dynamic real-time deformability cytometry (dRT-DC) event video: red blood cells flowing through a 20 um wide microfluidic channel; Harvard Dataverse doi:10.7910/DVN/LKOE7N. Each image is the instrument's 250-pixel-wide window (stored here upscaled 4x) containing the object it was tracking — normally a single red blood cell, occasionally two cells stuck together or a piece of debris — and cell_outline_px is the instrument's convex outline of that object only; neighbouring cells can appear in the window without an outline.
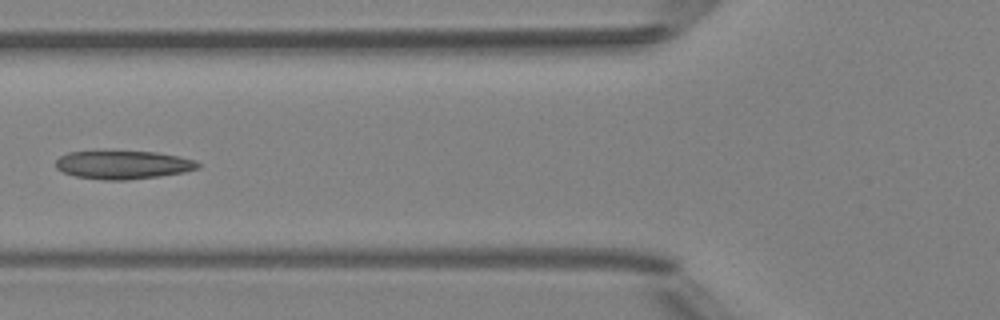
{"species": "Egyptian fruit bat (a non-hibernating species)", "species_latin": "Rousettus aegyptiacus", "temperature_condition": "room temperature", "stored_images_in_passage": 7, "camera_frame_rate_fps": 3000, "um_per_image_px": 0.085, "animal": {"sex": "female"}, "frame": {"image": 1, "passage_image": 6, "time_ms": 6.0, "image_size_px": [1000, 320], "cell_outline_px": [[200, 168], [184, 172], [160, 176], [128, 180], [104, 180], [76, 176], [64, 172], [56, 168], [56, 160], [60, 156], [68, 152], [156, 152], [180, 156], [196, 160], [200, 164]], "centroid_in_image_um": [10.51, 14.02], "position_along_channel_um": 115.3, "area_um2": 23.35}}
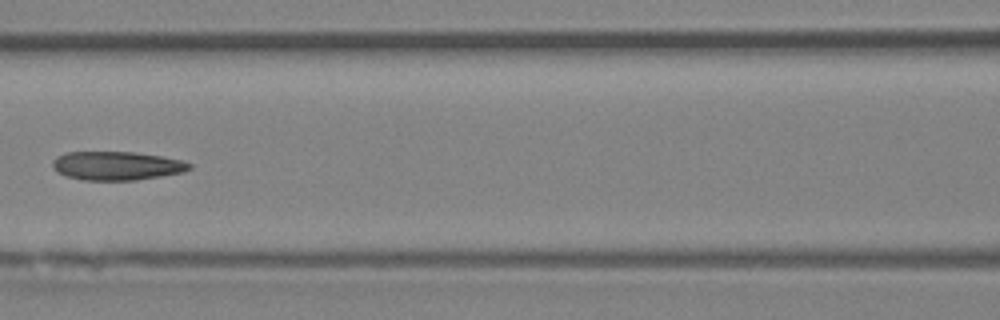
{"frame": {"image": 2, "passage_image": 7, "time_ms": 7.0, "image_size_px": [1000, 320], "cell_outline_px": [[192, 168], [184, 172], [136, 180], [84, 180], [64, 176], [56, 172], [52, 168], [52, 160], [56, 156], [64, 152], [136, 152], [164, 156], [180, 160], [192, 164]], "centroid_in_image_um": [9.89, 14.08], "position_along_channel_um": 156.7, "area_um2": 23.18}}